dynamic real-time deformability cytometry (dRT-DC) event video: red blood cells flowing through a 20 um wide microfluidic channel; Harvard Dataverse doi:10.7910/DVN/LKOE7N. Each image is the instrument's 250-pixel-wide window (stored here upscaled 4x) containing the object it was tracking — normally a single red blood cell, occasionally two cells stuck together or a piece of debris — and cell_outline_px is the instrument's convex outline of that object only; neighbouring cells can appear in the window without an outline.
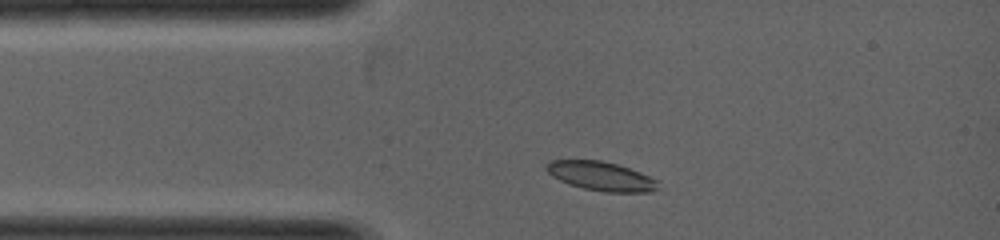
{"species": "common noctule bat (a hibernating species)", "species_latin": "Nyctalus noctula", "temperature_condition": "warm", "stored_images_in_passage": 3, "camera_frame_rate_fps": 5000, "um_per_image_px": 0.085, "animal": {"sex": "female", "body_mass_g": 19.0, "forearm_length_mm": 53.3}, "frame": {"image": 1, "passage_image": 2, "time_ms": 0.4, "image_size_px": [1000, 240], "cell_outline_px": [[656, 188], [652, 192], [604, 192], [584, 188], [568, 184], [552, 176], [544, 168], [544, 164], [552, 160], [600, 160], [616, 164], [640, 172], [656, 180]], "centroid_in_image_um": [51.03, 14.97], "position_along_channel_um": 34.0, "area_um2": 18.73}}